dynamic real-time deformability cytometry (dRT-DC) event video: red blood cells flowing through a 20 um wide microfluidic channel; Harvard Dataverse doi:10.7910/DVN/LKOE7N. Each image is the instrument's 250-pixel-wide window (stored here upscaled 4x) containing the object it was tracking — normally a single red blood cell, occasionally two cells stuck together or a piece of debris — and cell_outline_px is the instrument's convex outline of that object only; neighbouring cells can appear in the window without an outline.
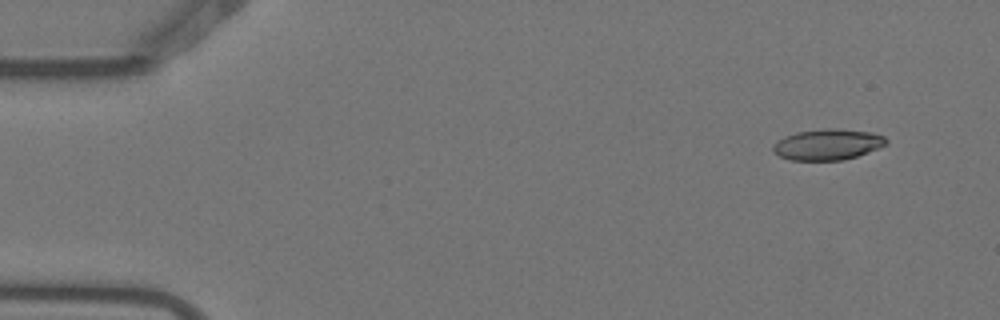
{"species": "Egyptian fruit bat (a non-hibernating species)", "species_latin": "Rousettus aegyptiacus", "temperature_condition": "warm", "stored_images_in_passage": 4, "camera_frame_rate_fps": 3000, "um_per_image_px": 0.085, "animal": {"sex": "female"}, "frame": {"image": 1, "passage_image": 1, "time_ms": 0.0, "image_size_px": [1000, 320], "cell_outline_px": [[888, 144], [880, 148], [844, 160], [792, 160], [780, 156], [772, 152], [772, 144], [776, 140], [784, 136], [796, 132], [824, 128], [836, 128], [872, 132], [884, 136], [888, 140]], "centroid_in_image_um": [70.34, 12.27], "position_along_channel_um": 14.7, "area_um2": 20.69}}
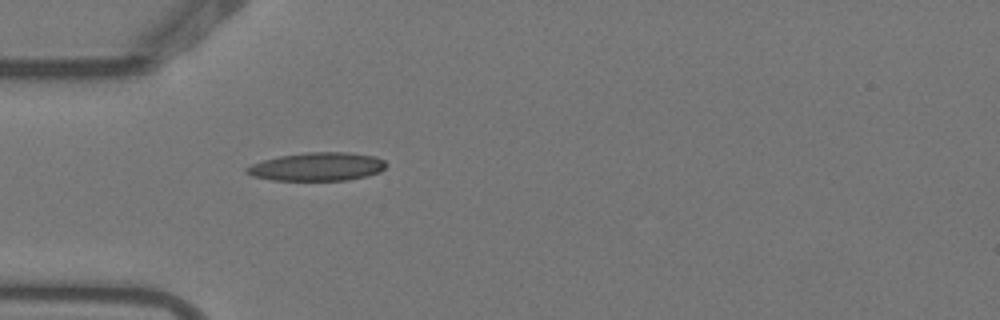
{"frame": {"image": 2, "passage_image": 4, "time_ms": 1.0, "image_size_px": [1000, 320], "cell_outline_px": [[384, 168], [380, 172], [348, 180], [272, 180], [252, 176], [244, 172], [244, 168], [252, 164], [264, 160], [280, 156], [304, 152], [348, 152], [376, 156], [384, 160]], "centroid_in_image_um": [26.93, 14.16], "position_along_channel_um": 58.1, "area_um2": 23.0}}